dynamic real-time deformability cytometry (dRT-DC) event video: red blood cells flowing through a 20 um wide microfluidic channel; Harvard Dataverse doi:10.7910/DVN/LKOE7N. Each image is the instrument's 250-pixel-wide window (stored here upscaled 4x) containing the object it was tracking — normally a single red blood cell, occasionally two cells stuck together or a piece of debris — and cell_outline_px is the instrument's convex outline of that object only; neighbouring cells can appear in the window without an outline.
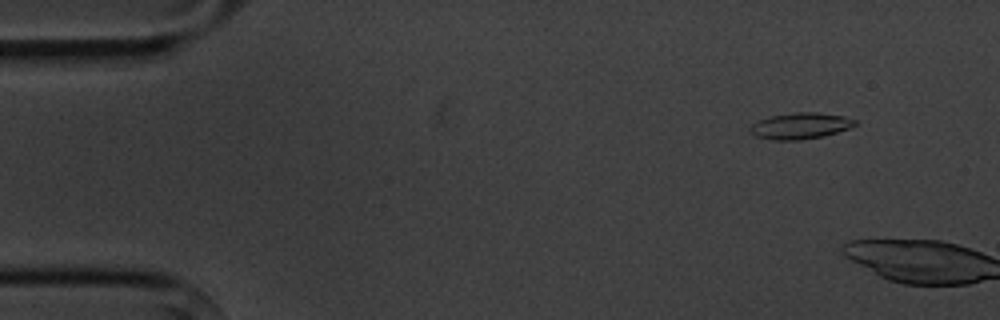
{"species": "common noctule bat (a hibernating species)", "species_latin": "Nyctalus noctula", "temperature_condition": "cold", "stored_images_in_passage": 3, "camera_frame_rate_fps": 3000, "um_per_image_px": 0.085, "animal": {"sex": "male", "body_mass_g": 20.1, "forearm_length_mm": 53.5}, "frame": {"image": 1, "passage_image": 2, "time_ms": 1.0, "image_size_px": [1000, 320], "cell_outline_px": [[856, 124], [848, 128], [824, 136], [800, 140], [772, 140], [756, 136], [748, 132], [752, 124], [760, 120], [772, 116], [796, 112], [816, 112], [844, 116], [856, 120]], "centroid_in_image_um": [68.01, 10.7], "position_along_channel_um": 17.0, "area_um2": 15.9}}